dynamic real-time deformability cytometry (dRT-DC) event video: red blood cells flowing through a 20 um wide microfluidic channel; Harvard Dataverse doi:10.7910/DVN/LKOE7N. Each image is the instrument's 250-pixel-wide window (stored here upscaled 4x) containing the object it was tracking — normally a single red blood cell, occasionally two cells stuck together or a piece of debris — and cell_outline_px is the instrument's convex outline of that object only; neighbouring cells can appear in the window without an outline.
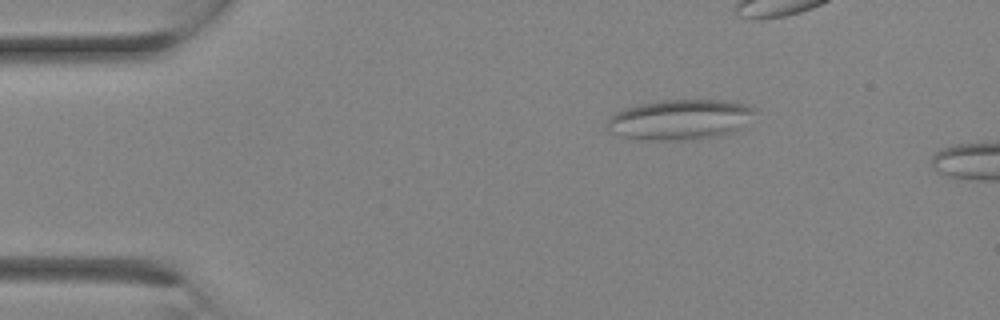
{"species": "Egyptian fruit bat (a non-hibernating species)", "species_latin": "Rousettus aegyptiacus", "temperature_condition": "room temperature", "stored_images_in_passage": 4, "camera_frame_rate_fps": 3000, "um_per_image_px": 0.085, "animal": {"sex": "female"}, "frame": {"image": 1, "passage_image": 1, "time_ms": 0.0, "image_size_px": [1000, 320], "cell_outline_px": [[756, 112], [732, 132], [720, 136], [680, 140], [644, 140], [620, 136], [612, 132], [608, 128], [608, 120], [616, 112], [624, 108], [640, 104], [664, 100], [724, 100], [744, 104], [756, 108]], "centroid_in_image_um": [57.77, 10.16], "position_along_channel_um": 27.2, "area_um2": 34.22}}